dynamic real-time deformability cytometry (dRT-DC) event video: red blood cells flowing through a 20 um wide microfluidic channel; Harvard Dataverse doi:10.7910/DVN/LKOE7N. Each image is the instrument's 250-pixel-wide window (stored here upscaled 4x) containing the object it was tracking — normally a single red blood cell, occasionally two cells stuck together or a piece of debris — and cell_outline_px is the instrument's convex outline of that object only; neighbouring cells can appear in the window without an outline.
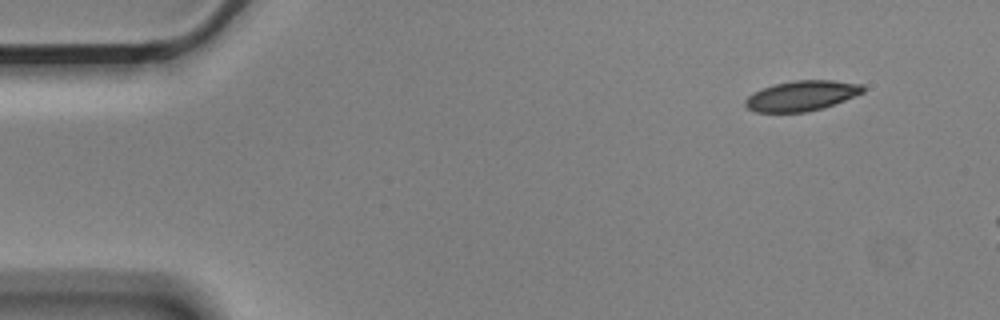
{"species": "Egyptian fruit bat (a non-hibernating species)", "species_latin": "Rousettus aegyptiacus", "temperature_condition": "cold", "stored_images_in_passage": 4, "camera_frame_rate_fps": 3000, "um_per_image_px": 0.085, "animal": {"sex": "male"}, "frame": {"image": 1, "passage_image": 1, "time_ms": 0.0, "image_size_px": [1000, 320], "cell_outline_px": [[864, 92], [824, 108], [808, 112], [756, 112], [748, 108], [744, 104], [744, 100], [752, 92], [760, 88], [772, 84], [796, 80], [832, 80], [864, 84]], "centroid_in_image_um": [68.11, 8.13], "position_along_channel_um": 16.9, "area_um2": 20.92}}